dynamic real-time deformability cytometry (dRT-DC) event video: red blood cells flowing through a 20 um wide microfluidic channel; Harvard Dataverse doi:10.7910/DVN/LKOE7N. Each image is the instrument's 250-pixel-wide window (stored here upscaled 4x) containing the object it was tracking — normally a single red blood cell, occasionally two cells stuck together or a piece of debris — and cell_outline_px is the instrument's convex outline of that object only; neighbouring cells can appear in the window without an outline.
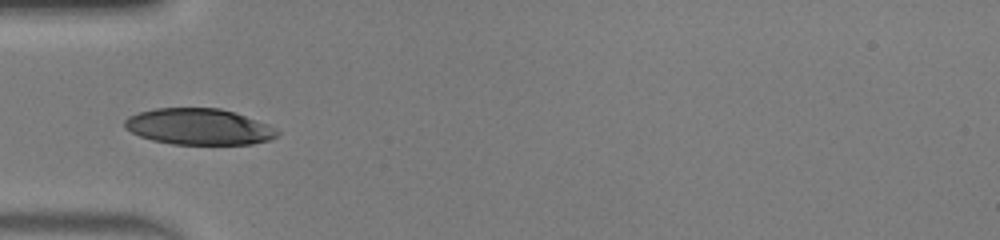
{"species": "human", "species_latin": "Homo sapiens", "temperature_condition": "warm", "stored_images_in_passage": 33, "camera_frame_rate_fps": 3000, "um_per_image_px": 0.085, "donor": {"sex": "male"}, "frame": {"image": 1, "passage_image": 1, "time_ms": 0.0, "image_size_px": [1000, 240], "cell_outline_px": [[280, 132], [272, 140], [252, 144], [172, 144], [152, 140], [140, 136], [124, 128], [124, 120], [128, 116], [140, 112], [156, 108], [220, 108], [268, 124], [276, 128]], "centroid_in_image_um": [16.9, 10.77], "position_along_channel_um": 68.1, "area_um2": 32.14}}
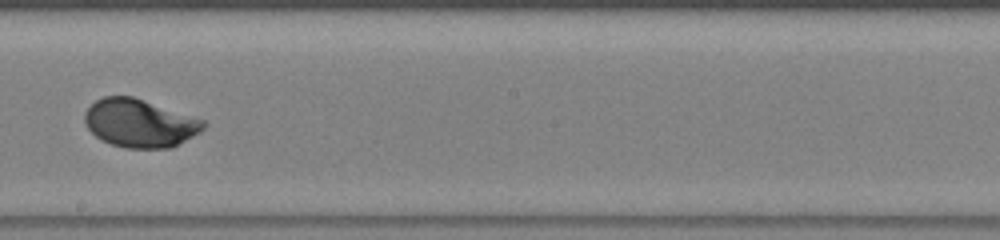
{"frame": {"image": 2, "passage_image": 13, "time_ms": 4.0, "image_size_px": [1000, 240], "cell_outline_px": [[208, 124], [200, 132], [172, 148], [124, 148], [100, 140], [88, 128], [84, 120], [84, 112], [96, 100], [104, 96], [132, 96], [204, 120]], "centroid_in_image_um": [11.87, 10.48], "position_along_channel_um": 236.3, "area_um2": 33.23}}
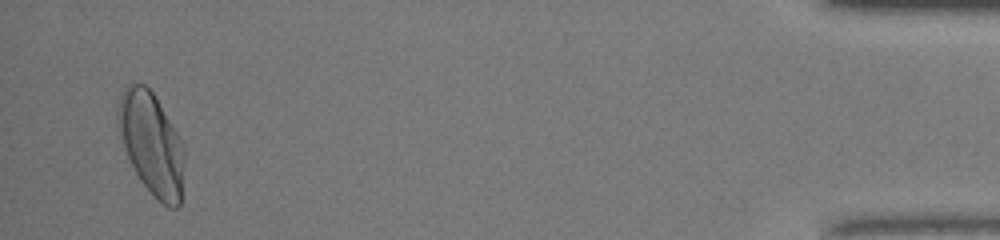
{"frame": {"image": 3, "passage_image": 32, "time_ms": 10.333, "image_size_px": [1000, 240], "cell_outline_px": [[184, 160], [180, 204], [176, 208], [172, 208], [164, 204], [140, 180], [128, 156], [124, 144], [116, 112], [120, 96], [124, 88], [128, 84], [144, 84], [152, 92], [176, 132], [184, 148]], "centroid_in_image_um": [12.88, 12.19], "position_along_channel_um": 422.3, "area_um2": 38.26}, "authors_computed_cell_mechanics": {"area_um2": 33.5818, "velocity_mm_per_s": 4.2076, "shape_relaxation_time_tau1_ms": 1.961, "shape_relaxation_time_tau2_ms": null, "deformation_change_tau1": 0.1585, "deformation_change_tau2": null}}